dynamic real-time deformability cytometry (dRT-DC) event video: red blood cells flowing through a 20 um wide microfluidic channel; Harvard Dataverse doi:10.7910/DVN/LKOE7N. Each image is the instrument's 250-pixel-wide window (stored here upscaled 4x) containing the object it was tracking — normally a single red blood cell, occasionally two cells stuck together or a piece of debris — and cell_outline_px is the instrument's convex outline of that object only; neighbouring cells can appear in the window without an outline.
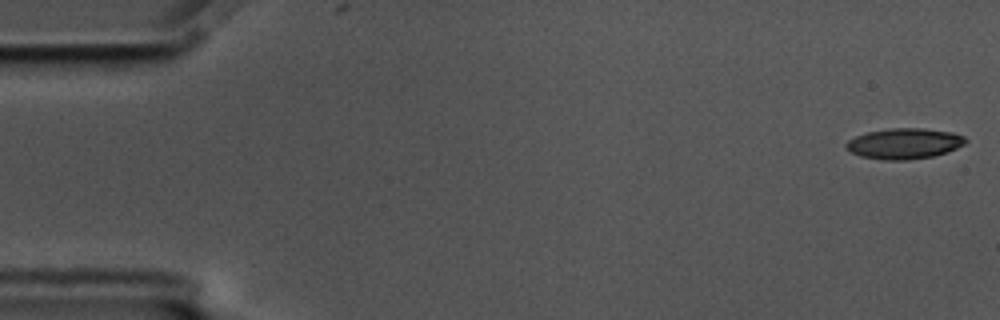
{"species": "common noctule bat (a hibernating species)", "species_latin": "Nyctalus noctula", "temperature_condition": "cold", "stored_images_in_passage": 58, "camera_frame_rate_fps": 3000, "um_per_image_px": 0.085, "animal": {"sex": "male", "body_mass_g": 17.5, "forearm_length_mm": 52.3}, "frame": {"image": 1, "passage_image": 1, "time_ms": 0.0, "image_size_px": [1000, 320], "cell_outline_px": [[968, 140], [964, 144], [948, 152], [932, 156], [908, 160], [884, 160], [860, 156], [852, 152], [844, 144], [848, 140], [856, 136], [868, 132], [888, 128], [924, 128], [952, 132], [964, 136]], "centroid_in_image_um": [76.88, 12.2], "position_along_channel_um": 8.1, "area_um2": 21.33}}
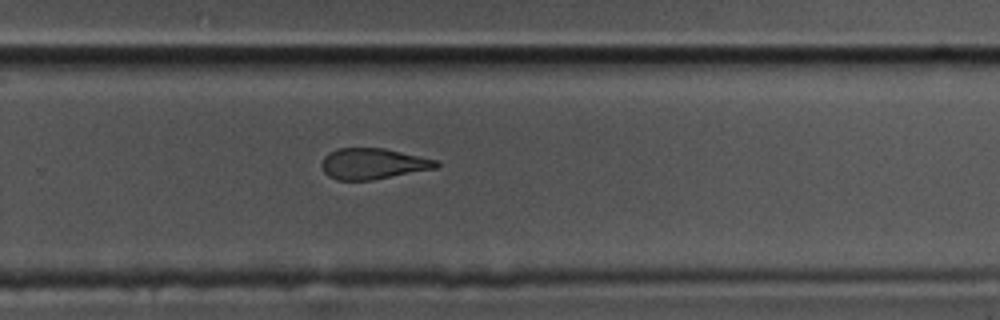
{"frame": {"image": 2, "passage_image": 38, "time_ms": 12.333, "image_size_px": [1000, 320], "cell_outline_px": [[440, 164], [436, 168], [372, 180], [336, 180], [328, 176], [324, 172], [320, 164], [324, 156], [328, 152], [336, 148], [384, 148], [436, 160]], "centroid_in_image_um": [31.64, 13.91], "position_along_channel_um": 298.2, "area_um2": 20.63}}
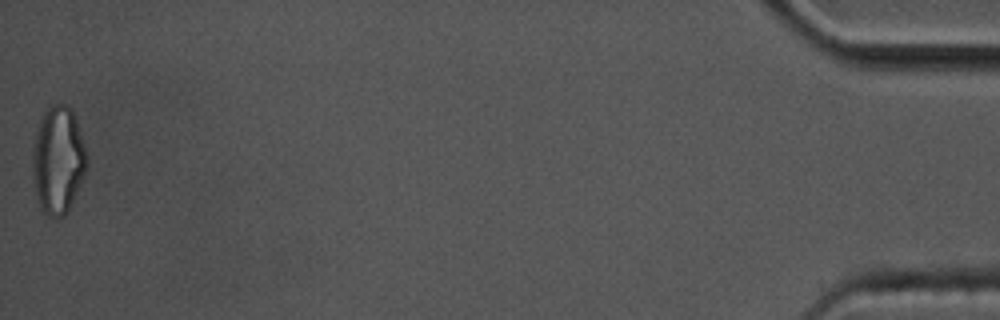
{"frame": {"image": 3, "passage_image": 58, "time_ms": 19.0, "image_size_px": [1000, 320], "cell_outline_px": [[88, 164], [84, 176], [64, 216], [56, 220], [48, 216], [40, 208], [32, 176], [32, 148], [40, 116], [44, 108], [52, 104], [64, 104], [72, 108], [88, 156]], "centroid_in_image_um": [4.92, 13.58], "position_along_channel_um": 430.3, "area_um2": 34.39}, "authors_computed_cell_mechanics": {"area_um2": 22.253, "velocity_mm_per_s": 3.4483, "shape_relaxation_time_tau1_ms": 9.9618, "shape_relaxation_time_tau2_ms": 3.1384, "deformation_change_tau1": 0.2151, "deformation_change_tau2": 0.1109}}